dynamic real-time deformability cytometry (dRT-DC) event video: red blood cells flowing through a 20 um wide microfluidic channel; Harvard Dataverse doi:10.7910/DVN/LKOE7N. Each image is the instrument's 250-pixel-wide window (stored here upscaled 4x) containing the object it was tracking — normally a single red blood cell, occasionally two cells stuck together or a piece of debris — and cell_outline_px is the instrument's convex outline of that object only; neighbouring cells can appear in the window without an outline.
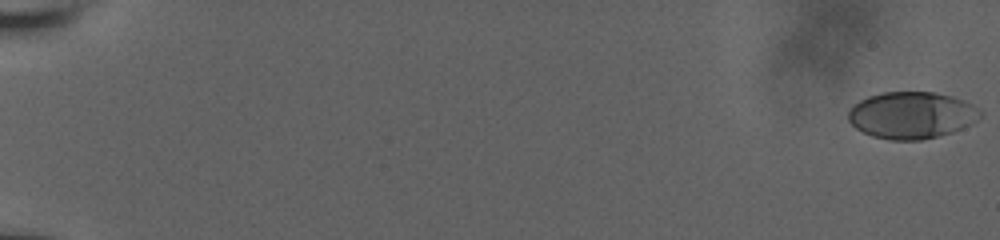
{"species": "human", "species_latin": "Homo sapiens", "temperature_condition": "room temperature", "stored_images_in_passage": 58, "camera_frame_rate_fps": 3000, "um_per_image_px": 0.085, "donor": {"sex": "male"}, "frame": {"image": 1, "passage_image": 1, "time_ms": 0.0, "image_size_px": [1000, 240], "cell_outline_px": [[984, 112], [976, 120], [952, 132], [920, 140], [888, 140], [872, 136], [856, 128], [848, 120], [848, 112], [860, 100], [868, 96], [884, 92], [936, 92], [952, 96], [964, 100], [972, 104]], "centroid_in_image_um": [77.49, 9.78], "position_along_channel_um": 7.5, "area_um2": 35.84}}
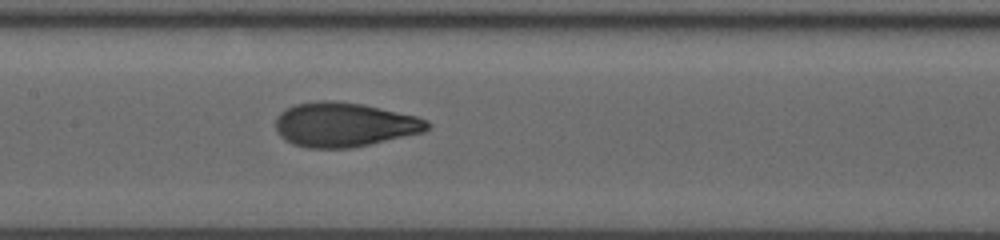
{"frame": {"image": 2, "passage_image": 32, "time_ms": 10.333, "image_size_px": [1000, 240], "cell_outline_px": [[432, 124], [424, 132], [352, 148], [308, 148], [292, 144], [280, 136], [276, 128], [276, 116], [284, 108], [296, 104], [316, 100], [336, 100], [364, 104], [416, 116], [428, 120]], "centroid_in_image_um": [29.25, 10.58], "position_along_channel_um": 178.2, "area_um2": 39.54}}
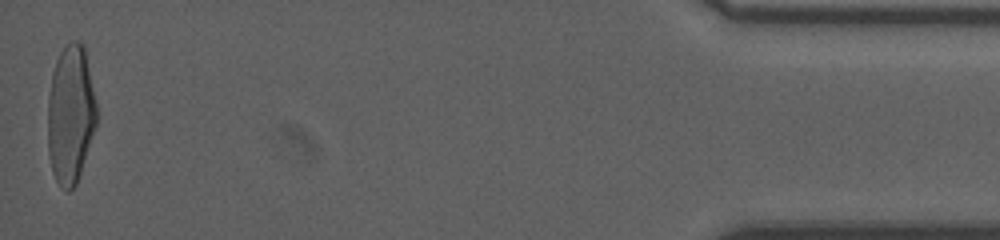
{"frame": {"image": 3, "passage_image": 58, "time_ms": 19.0, "image_size_px": [1000, 240], "cell_outline_px": [[96, 124], [76, 184], [68, 192], [60, 188], [52, 172], [48, 156], [48, 96], [52, 72], [56, 60], [60, 52], [72, 40], [76, 40], [84, 44], [96, 104]], "centroid_in_image_um": [5.97, 9.73], "position_along_channel_um": 429.2, "area_um2": 39.3}, "authors_computed_cell_mechanics": {"area_um2": 37.9168, "velocity_mm_per_s": 3.8355, "shape_relaxation_time_tau1_ms": 5.4819, "shape_relaxation_time_tau2_ms": 0.7455, "deformation_change_tau1": 0.2156, "deformation_change_tau2": 0.0704}}